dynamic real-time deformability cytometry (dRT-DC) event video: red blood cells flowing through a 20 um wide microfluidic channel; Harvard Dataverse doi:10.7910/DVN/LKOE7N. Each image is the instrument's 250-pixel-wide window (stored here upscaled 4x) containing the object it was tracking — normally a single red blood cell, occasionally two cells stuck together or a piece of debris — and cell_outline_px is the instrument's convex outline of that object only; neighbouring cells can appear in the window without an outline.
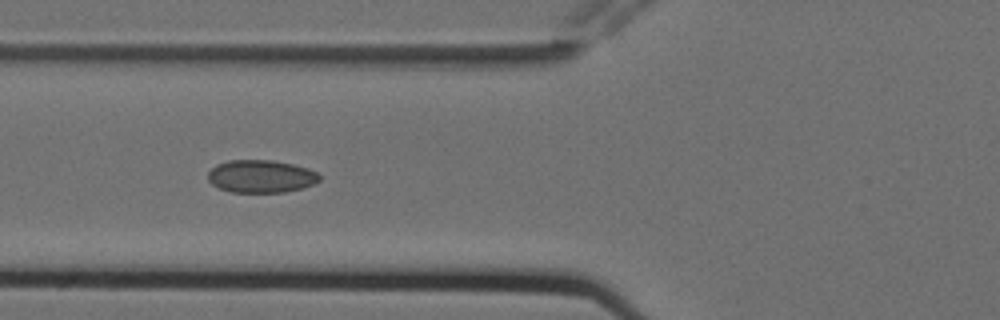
{"species": "Egyptian fruit bat (a non-hibernating species)", "species_latin": "Rousettus aegyptiacus", "temperature_condition": "cold", "stored_images_in_passage": 7, "camera_frame_rate_fps": 3000, "um_per_image_px": 0.085, "animal": {"sex": "female"}, "frame": {"image": 1, "passage_image": 5, "time_ms": 1.333, "image_size_px": [1000, 320], "cell_outline_px": [[320, 180], [312, 184], [300, 188], [284, 192], [232, 192], [220, 188], [212, 184], [208, 180], [208, 172], [216, 164], [228, 160], [272, 160], [292, 164], [308, 168], [316, 172], [320, 176]], "centroid_in_image_um": [22.16, 14.98], "position_along_channel_um": 103.6, "area_um2": 21.15}}
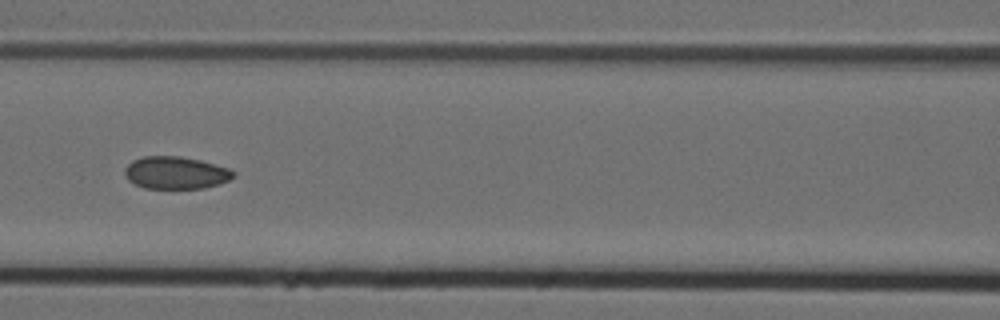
{"frame": {"image": 2, "passage_image": 6, "time_ms": 1.667, "image_size_px": [1000, 320], "cell_outline_px": [[236, 176], [220, 184], [204, 188], [144, 188], [128, 180], [124, 176], [124, 168], [132, 160], [144, 156], [180, 156], [200, 160], [228, 168], [236, 172]], "centroid_in_image_um": [14.93, 14.68], "position_along_channel_um": 151.7, "area_um2": 20.63}}
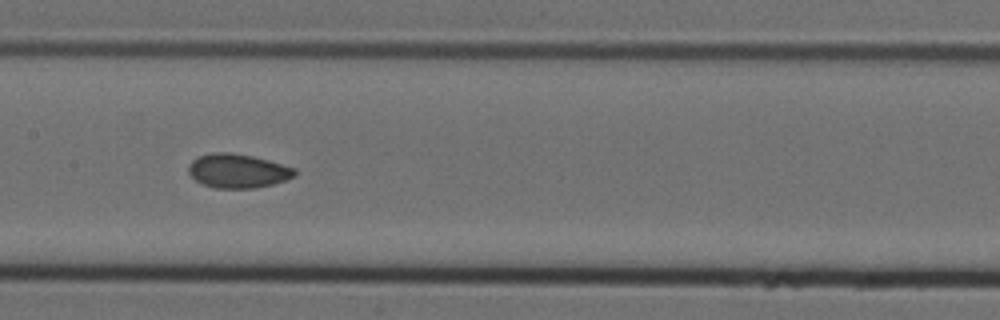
{"frame": {"image": 3, "passage_image": 7, "time_ms": 2.0, "image_size_px": [1000, 320], "cell_outline_px": [[296, 176], [272, 184], [256, 188], [212, 188], [196, 180], [188, 172], [188, 164], [196, 156], [212, 152], [228, 152], [252, 156], [268, 160], [296, 168]], "centroid_in_image_um": [20.19, 14.52], "position_along_channel_um": 187.2, "area_um2": 21.15}}